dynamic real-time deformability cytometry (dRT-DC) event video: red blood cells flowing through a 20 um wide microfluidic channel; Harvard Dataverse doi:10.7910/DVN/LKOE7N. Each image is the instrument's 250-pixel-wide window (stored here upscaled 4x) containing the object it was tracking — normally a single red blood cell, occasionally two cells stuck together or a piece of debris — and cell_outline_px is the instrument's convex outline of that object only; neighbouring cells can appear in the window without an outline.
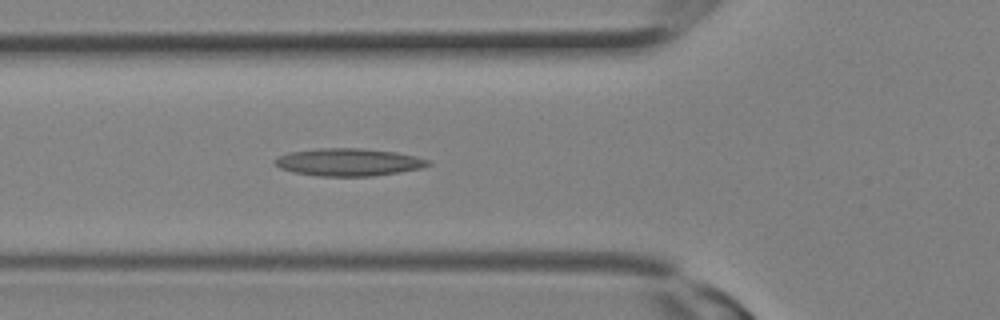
{"species": "Egyptian fruit bat (a non-hibernating species)", "species_latin": "Rousettus aegyptiacus", "temperature_condition": "room temperature", "stored_images_in_passage": 10, "camera_frame_rate_fps": 3000, "um_per_image_px": 0.085, "animal": {"sex": "female"}, "frame": {"image": 1, "passage_image": 10, "time_ms": 3.0, "image_size_px": [1000, 320], "cell_outline_px": [[432, 164], [424, 168], [400, 172], [372, 176], [320, 176], [292, 172], [280, 168], [272, 160], [288, 152], [316, 148], [360, 148], [396, 152], [416, 156], [428, 160]], "centroid_in_image_um": [29.64, 13.78], "position_along_channel_um": 96.2, "area_um2": 24.74}}